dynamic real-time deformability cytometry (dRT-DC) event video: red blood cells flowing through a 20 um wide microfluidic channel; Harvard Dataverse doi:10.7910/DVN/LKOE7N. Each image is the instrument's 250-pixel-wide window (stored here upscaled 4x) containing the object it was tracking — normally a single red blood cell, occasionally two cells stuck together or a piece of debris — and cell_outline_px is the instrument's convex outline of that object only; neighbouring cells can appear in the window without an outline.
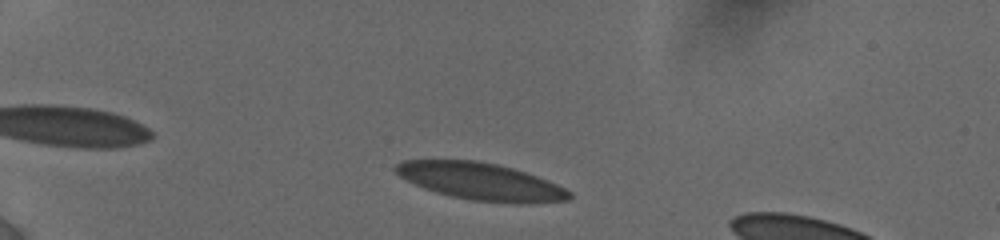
{"species": "human", "species_latin": "Homo sapiens", "temperature_condition": "cold", "stored_images_in_passage": 54, "camera_frame_rate_fps": 3000, "um_per_image_px": 0.085, "donor": {"sex": "female"}, "frame": {"image": 1, "passage_image": 4, "time_ms": 1.0, "image_size_px": [1000, 240], "cell_outline_px": [[572, 196], [568, 200], [528, 204], [512, 204], [472, 200], [452, 196], [436, 192], [424, 188], [400, 176], [392, 168], [396, 164], [404, 160], [476, 160], [496, 164], [512, 168], [536, 176], [556, 184], [572, 192]], "centroid_in_image_um": [40.88, 15.43], "position_along_channel_um": 44.1, "area_um2": 37.51}}
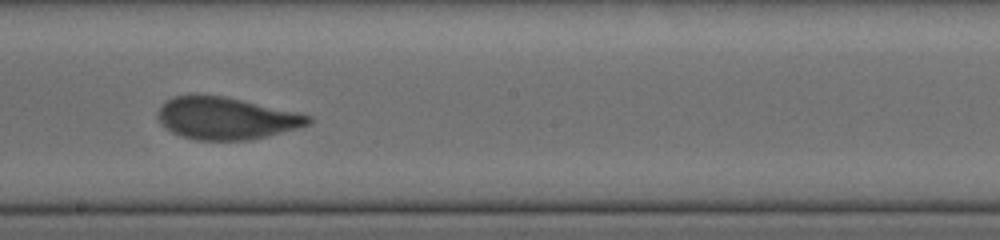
{"frame": {"image": 2, "passage_image": 25, "time_ms": 7.333, "image_size_px": [1000, 240], "cell_outline_px": [[312, 124], [248, 140], [196, 140], [180, 136], [164, 128], [156, 116], [156, 112], [168, 100], [176, 96], [196, 92], [224, 96], [296, 112], [312, 116]], "centroid_in_image_um": [19.16, 10.03], "position_along_channel_um": 229.0, "area_um2": 37.17}}
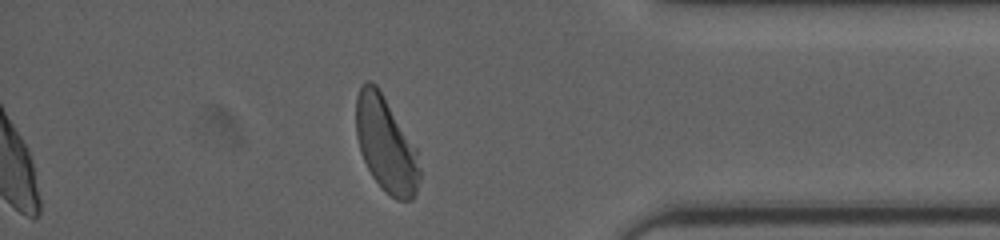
{"frame": {"image": 3, "passage_image": 54, "time_ms": 12.333, "image_size_px": [1000, 240], "cell_outline_px": [[420, 176], [416, 192], [412, 200], [396, 200], [384, 192], [372, 176], [364, 160], [356, 136], [356, 96], [360, 88], [368, 80], [376, 84], [380, 88], [416, 148], [420, 168]], "centroid_in_image_um": [32.8, 12.28], "position_along_channel_um": 402.4, "area_um2": 35.32}, "authors_computed_cell_mechanics": {"area_um2": 37.281, "velocity_mm_per_s": 3.8228, "shape_relaxation_time_tau1_ms": 4.4583, "shape_relaxation_time_tau2_ms": null, "deformation_change_tau1": 0.1608, "deformation_change_tau2": null}}